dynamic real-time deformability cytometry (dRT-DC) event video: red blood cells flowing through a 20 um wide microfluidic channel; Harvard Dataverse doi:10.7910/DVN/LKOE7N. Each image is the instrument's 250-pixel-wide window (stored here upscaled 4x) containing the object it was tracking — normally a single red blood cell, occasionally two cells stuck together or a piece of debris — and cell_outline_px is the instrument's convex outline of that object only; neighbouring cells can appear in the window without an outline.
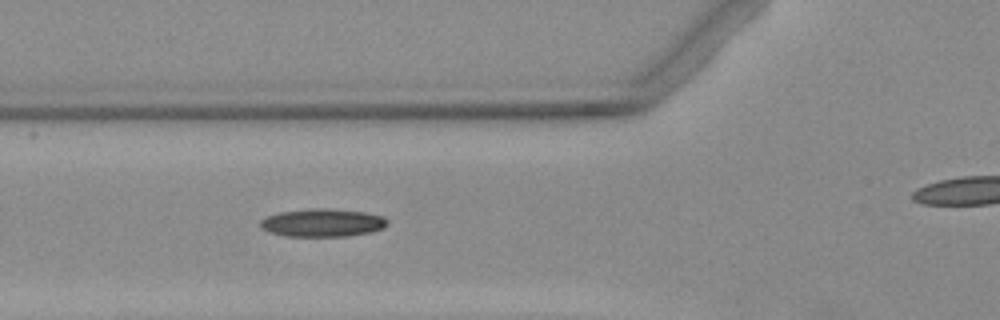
{"species": "Egyptian fruit bat (a non-hibernating species)", "species_latin": "Rousettus aegyptiacus", "temperature_condition": "warm", "stored_images_in_passage": 5, "segment_of_instrument_passage": [1, 2], "camera_frame_rate_fps": 3000, "um_per_image_px": 0.085, "animal": {"sex": "female"}, "frame": {"image": 1, "passage_image": 4, "time_ms": 3.667, "image_size_px": [1000, 320], "cell_outline_px": [[388, 224], [384, 228], [368, 232], [344, 236], [284, 236], [268, 232], [260, 224], [260, 220], [268, 216], [280, 212], [316, 208], [324, 208], [364, 212], [384, 216], [388, 220]], "centroid_in_image_um": [27.43, 18.93], "position_along_channel_um": 98.4, "area_um2": 20.52}}